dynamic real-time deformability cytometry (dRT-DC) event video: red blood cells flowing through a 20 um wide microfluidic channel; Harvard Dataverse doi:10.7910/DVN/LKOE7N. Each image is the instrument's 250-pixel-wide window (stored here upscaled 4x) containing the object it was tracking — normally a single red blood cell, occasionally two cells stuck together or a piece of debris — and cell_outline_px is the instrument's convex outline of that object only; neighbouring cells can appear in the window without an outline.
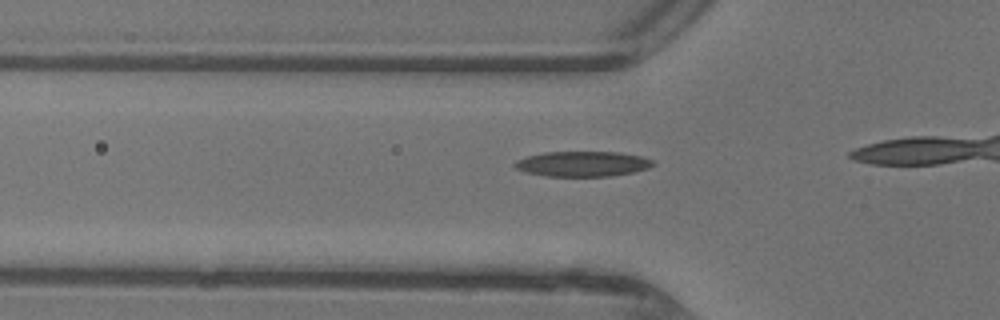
{"species": "common noctule bat (a hibernating species)", "species_latin": "Nyctalus noctula", "temperature_condition": "warm", "stored_images_in_passage": 15, "camera_frame_rate_fps": 3000, "um_per_image_px": 0.085, "animal": {"sex": "female"}, "frame": {"image": 1, "passage_image": 11, "time_ms": 3.333, "image_size_px": [1000, 320], "cell_outline_px": [[656, 164], [648, 168], [632, 172], [612, 176], [544, 176], [528, 172], [516, 168], [512, 164], [516, 160], [528, 156], [544, 152], [620, 152], [640, 156], [652, 160]], "centroid_in_image_um": [49.52, 13.93], "position_along_channel_um": 76.3, "area_um2": 20.23}}
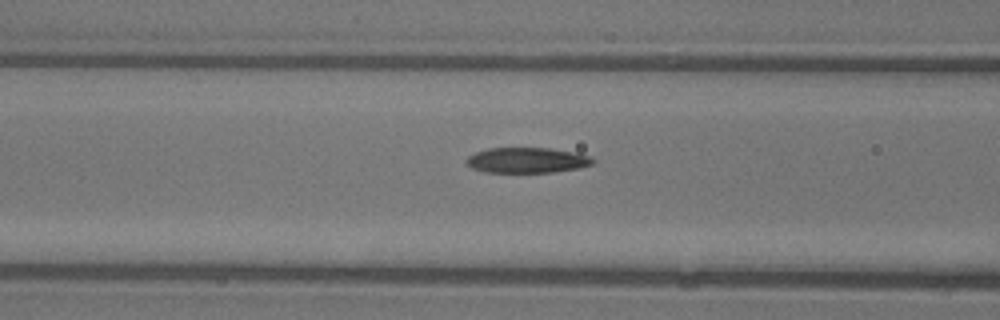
{"frame": {"image": 2, "passage_image": 14, "time_ms": 4.333, "image_size_px": [1000, 320], "cell_outline_px": [[596, 160], [592, 164], [580, 168], [556, 172], [484, 172], [472, 168], [464, 160], [468, 156], [476, 152], [488, 148], [548, 148], [572, 152], [588, 156]], "centroid_in_image_um": [44.78, 13.62], "position_along_channel_um": 121.8, "area_um2": 18.67}}